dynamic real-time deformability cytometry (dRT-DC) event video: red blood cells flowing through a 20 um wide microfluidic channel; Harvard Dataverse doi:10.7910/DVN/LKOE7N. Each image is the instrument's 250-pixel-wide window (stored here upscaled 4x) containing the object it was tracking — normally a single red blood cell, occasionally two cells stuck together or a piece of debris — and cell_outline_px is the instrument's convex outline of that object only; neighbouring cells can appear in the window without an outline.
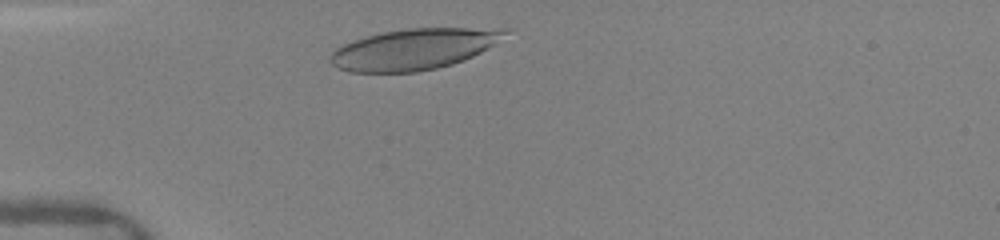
{"species": "human", "species_latin": "Homo sapiens", "temperature_condition": "warm", "stored_images_in_passage": 36, "camera_frame_rate_fps": 3000, "um_per_image_px": 0.085, "donor": {"sex": "female"}, "frame": {"image": 1, "passage_image": 4, "time_ms": 0.667, "image_size_px": [1000, 240], "cell_outline_px": [[512, 28], [496, 44], [464, 60], [452, 64], [436, 68], [416, 72], [348, 72], [336, 68], [328, 60], [328, 56], [336, 48], [352, 40], [384, 32], [404, 28]], "centroid_in_image_um": [35.16, 4.18], "position_along_channel_um": 49.8, "area_um2": 41.85}}
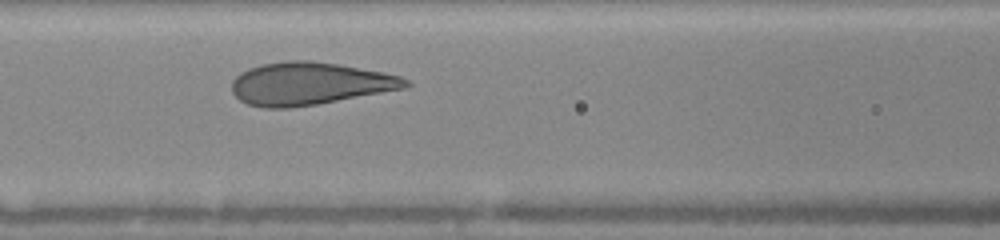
{"frame": {"image": 2, "passage_image": 13, "time_ms": 3.333, "image_size_px": [1000, 240], "cell_outline_px": [[412, 84], [408, 88], [316, 104], [288, 108], [264, 108], [248, 104], [240, 100], [232, 92], [232, 80], [240, 72], [260, 64], [288, 60], [308, 60], [336, 64], [384, 72], [400, 76], [408, 80]], "centroid_in_image_um": [26.32, 7.11], "position_along_channel_um": 140.3, "area_um2": 43.18}}
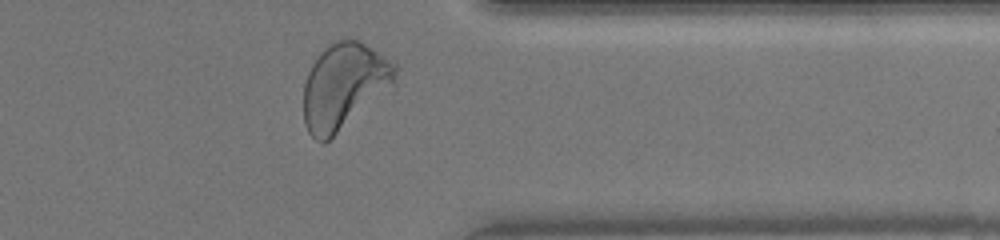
{"frame": {"image": 3, "passage_image": 34, "time_ms": 9.333, "image_size_px": [1000, 240], "cell_outline_px": [[400, 68], [396, 84], [324, 144], [316, 140], [308, 132], [304, 124], [304, 84], [308, 72], [312, 64], [320, 52], [332, 40], [344, 36], [360, 40], [396, 64]], "centroid_in_image_um": [29.27, 7.27], "position_along_channel_um": 382.1, "area_um2": 46.59}, "authors_computed_cell_mechanics": {"area_um2": 42.2518, "velocity_mm_per_s": 4.1028, "shape_relaxation_time_tau1_ms": 3.0109, "shape_relaxation_time_tau2_ms": null, "deformation_change_tau1": 0.165, "deformation_change_tau2": null}}